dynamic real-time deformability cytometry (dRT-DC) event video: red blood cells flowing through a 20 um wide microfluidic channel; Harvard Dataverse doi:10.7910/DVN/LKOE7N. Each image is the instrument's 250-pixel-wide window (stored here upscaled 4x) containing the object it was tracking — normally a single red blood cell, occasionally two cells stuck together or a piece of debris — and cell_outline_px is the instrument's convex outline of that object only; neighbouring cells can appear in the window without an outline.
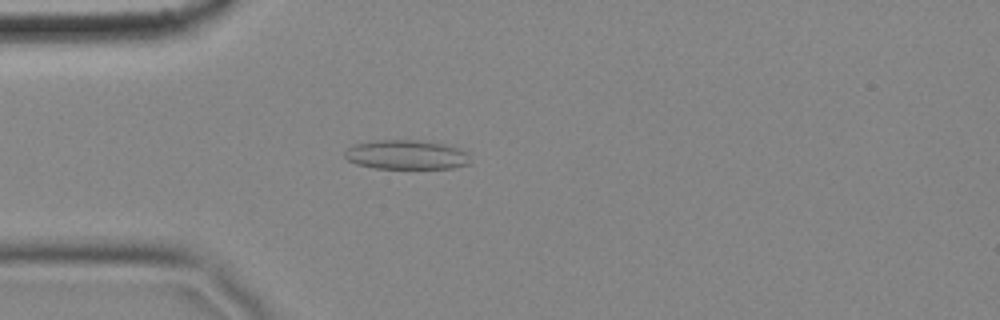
{"species": "common noctule bat (a hibernating species)", "species_latin": "Nyctalus noctula", "temperature_condition": "cold", "stored_images_in_passage": 5, "camera_frame_rate_fps": 3000, "um_per_image_px": 0.085, "animal": {"sex": "female", "body_mass_g": 18.4}, "frame": {"image": 1, "passage_image": 4, "time_ms": 1.0, "image_size_px": [1000, 320], "cell_outline_px": [[472, 164], [452, 168], [376, 168], [356, 164], [348, 160], [344, 156], [344, 152], [348, 148], [356, 144], [380, 140], [416, 140], [444, 144], [460, 148], [468, 152]], "centroid_in_image_um": [34.6, 13.16], "position_along_channel_um": 50.4, "area_um2": 21.5}}